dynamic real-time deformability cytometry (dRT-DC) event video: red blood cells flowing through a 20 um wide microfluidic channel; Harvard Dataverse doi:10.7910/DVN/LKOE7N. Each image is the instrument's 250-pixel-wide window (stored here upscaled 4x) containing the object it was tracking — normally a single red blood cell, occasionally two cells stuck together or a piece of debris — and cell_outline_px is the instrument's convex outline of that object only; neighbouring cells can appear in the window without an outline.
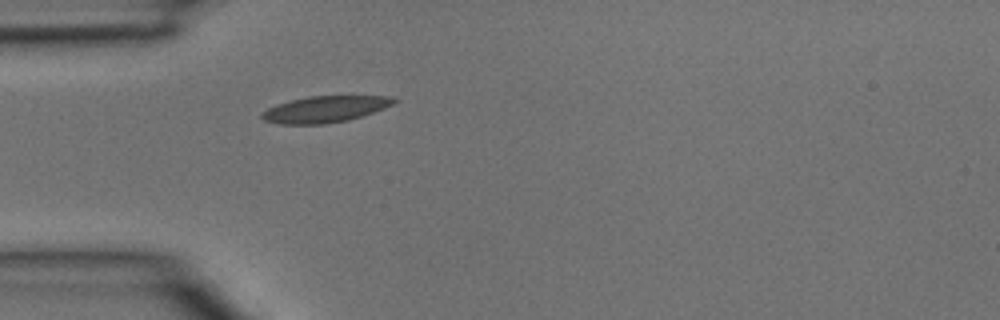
{"species": "common noctule bat (a hibernating species)", "species_latin": "Nyctalus noctula", "temperature_condition": "room temperature", "stored_images_in_passage": 1, "camera_frame_rate_fps": 3000, "um_per_image_px": 0.085, "animal": {"sex": "male", "body_mass_g": 15.6}, "frame": {"image": 1, "passage_image": 1, "time_ms": 0.0, "image_size_px": [1000, 320], "cell_outline_px": [[400, 100], [384, 108], [348, 120], [324, 124], [280, 124], [264, 120], [260, 116], [260, 112], [276, 104], [308, 96], [392, 96]], "centroid_in_image_um": [27.61, 9.28], "position_along_channel_um": 57.4, "area_um2": 20.23}}